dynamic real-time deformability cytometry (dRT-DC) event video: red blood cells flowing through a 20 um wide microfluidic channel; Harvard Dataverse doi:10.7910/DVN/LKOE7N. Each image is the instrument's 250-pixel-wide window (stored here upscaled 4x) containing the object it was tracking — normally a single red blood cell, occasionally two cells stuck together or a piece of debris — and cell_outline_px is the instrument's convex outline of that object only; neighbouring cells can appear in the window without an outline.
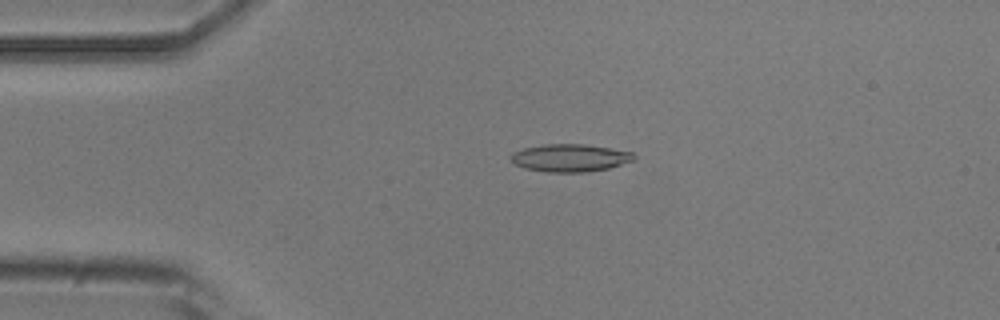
{"species": "common noctule bat (a hibernating species)", "species_latin": "Nyctalus noctula", "temperature_condition": "room temperature", "stored_images_in_passage": 53, "camera_frame_rate_fps": 3000, "um_per_image_px": 0.085, "animal": {"sex": "male", "body_mass_g": 20.5, "forearm_length_mm": 52.5}, "frame": {"image": 1, "passage_image": 11, "time_ms": 3.333, "image_size_px": [1000, 320], "cell_outline_px": [[636, 160], [608, 168], [584, 172], [548, 172], [524, 168], [516, 164], [508, 156], [512, 152], [524, 148], [544, 144], [584, 144], [632, 152], [636, 156]], "centroid_in_image_um": [48.44, 13.42], "position_along_channel_um": 36.6, "area_um2": 19.77}}
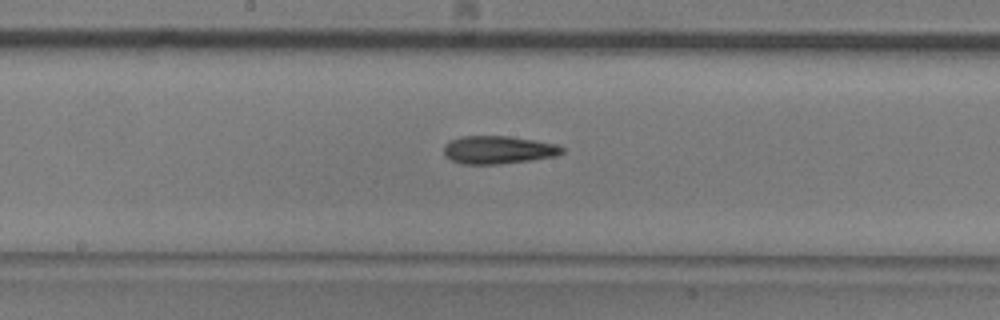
{"frame": {"image": 2, "passage_image": 27, "time_ms": 8.667, "image_size_px": [1000, 320], "cell_outline_px": [[564, 152], [556, 156], [500, 164], [460, 164], [444, 156], [444, 144], [452, 140], [464, 136], [508, 136], [536, 140], [556, 144], [564, 148]], "centroid_in_image_um": [42.34, 12.74], "position_along_channel_um": 205.9, "area_um2": 19.25}}
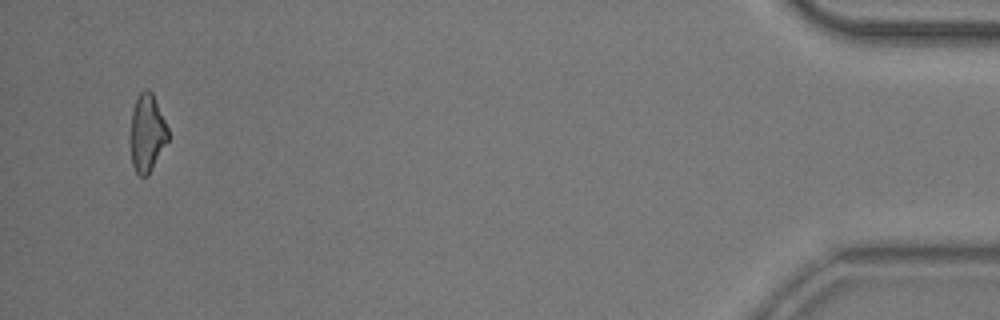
{"frame": {"image": 3, "passage_image": 51, "time_ms": 16.667, "image_size_px": [1000, 320], "cell_outline_px": [[168, 140], [148, 176], [140, 176], [136, 172], [132, 164], [128, 140], [128, 136], [132, 112], [136, 100], [140, 92], [144, 88], [148, 88], [152, 92], [168, 128]], "centroid_in_image_um": [12.46, 11.32], "position_along_channel_um": 422.7, "area_um2": 17.4}, "authors_computed_cell_mechanics": {"area_um2": 18.785, "velocity_mm_per_s": 3.7491, "shape_relaxation_time_tau1_ms": 10.866, "shape_relaxation_time_tau2_ms": 4.3204, "deformation_change_tau1": 0.2391, "deformation_change_tau2": 0.153}}